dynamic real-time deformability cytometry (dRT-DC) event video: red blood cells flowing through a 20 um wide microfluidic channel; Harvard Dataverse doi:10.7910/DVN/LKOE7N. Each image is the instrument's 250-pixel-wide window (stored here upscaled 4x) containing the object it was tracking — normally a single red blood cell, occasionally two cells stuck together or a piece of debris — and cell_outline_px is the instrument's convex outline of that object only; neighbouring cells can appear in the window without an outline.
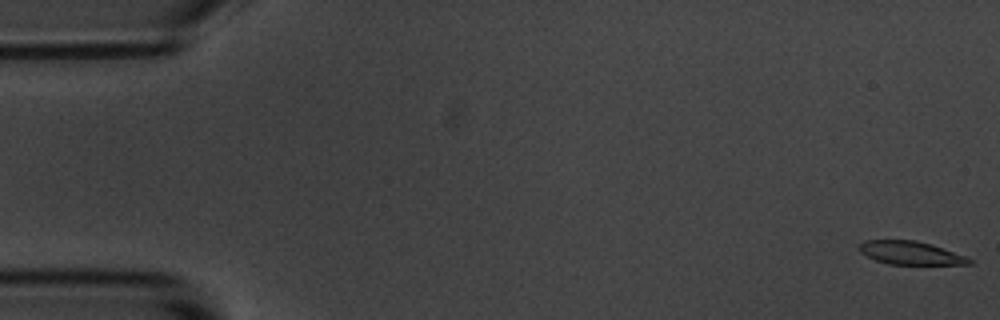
{"species": "common noctule bat (a hibernating species)", "species_latin": "Nyctalus noctula", "temperature_condition": "room temperature", "stored_images_in_passage": 55, "camera_frame_rate_fps": 3000, "um_per_image_px": 0.085, "animal": {"sex": "male", "body_mass_g": 20.1, "forearm_length_mm": 53.5}, "frame": {"image": 1, "passage_image": 1, "time_ms": 0.0, "image_size_px": [1000, 320], "cell_outline_px": [[976, 260], [972, 264], [888, 264], [876, 260], [860, 252], [856, 248], [856, 244], [864, 240], [916, 240], [932, 244], [968, 256]], "centroid_in_image_um": [77.41, 21.49], "position_along_channel_um": 7.6, "area_um2": 15.26}}
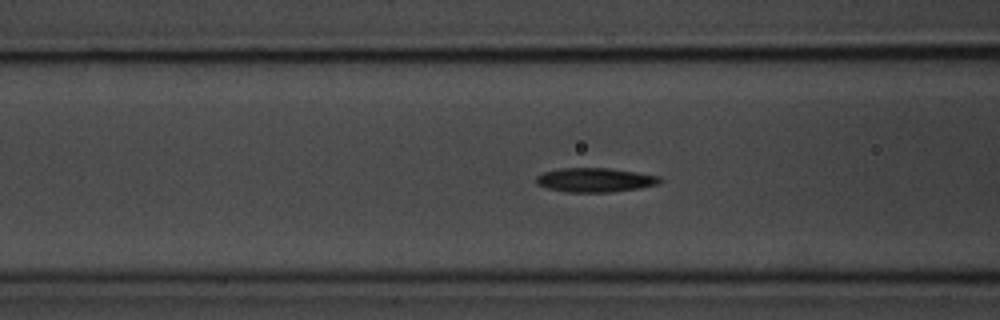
{"frame": {"image": 2, "passage_image": 21, "time_ms": 6.667, "image_size_px": [1000, 320], "cell_outline_px": [[664, 180], [660, 184], [640, 188], [608, 192], [568, 192], [548, 188], [536, 184], [536, 176], [544, 172], [560, 168], [608, 168], [636, 172], [660, 176]], "centroid_in_image_um": [50.61, 15.29], "position_along_channel_um": 116.0, "area_um2": 17.46}}
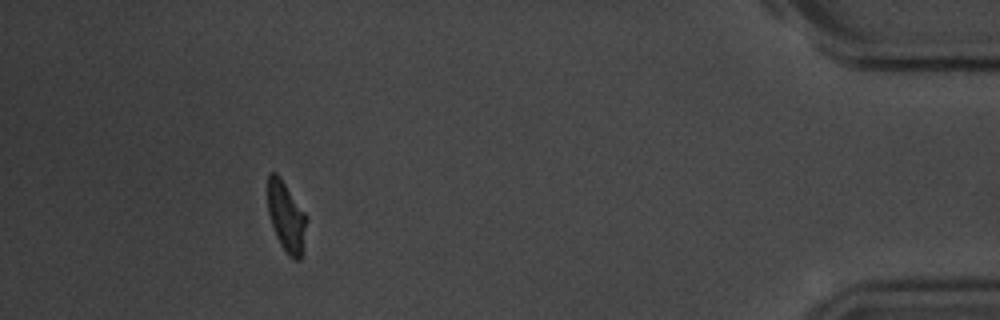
{"frame": {"image": 3, "passage_image": 50, "time_ms": 16.333, "image_size_px": [1000, 320], "cell_outline_px": [[308, 216], [300, 260], [292, 260], [288, 256], [280, 244], [276, 236], [268, 212], [268, 172], [276, 172], [280, 176]], "centroid_in_image_um": [24.34, 18.41], "position_along_channel_um": 410.9, "area_um2": 15.95}, "authors_computed_cell_mechanics": {"area_um2": 16.7042, "velocity_mm_per_s": 3.667, "shape_relaxation_time_tau1_ms": 2.7264, "shape_relaxation_time_tau2_ms": 4.2382, "deformation_change_tau1": 0.1486, "deformation_change_tau2": 0.1077}}